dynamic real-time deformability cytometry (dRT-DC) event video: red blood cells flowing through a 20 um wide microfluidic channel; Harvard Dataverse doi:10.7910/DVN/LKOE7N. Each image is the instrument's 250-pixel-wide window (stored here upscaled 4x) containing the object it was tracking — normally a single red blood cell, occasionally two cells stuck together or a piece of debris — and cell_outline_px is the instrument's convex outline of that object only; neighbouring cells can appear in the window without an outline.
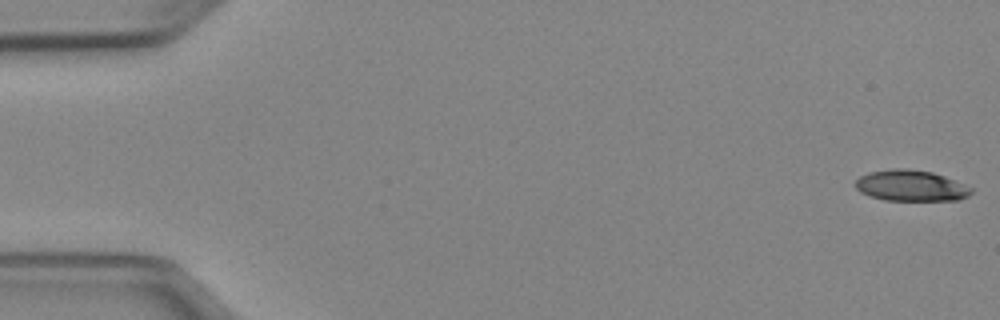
{"species": "Egyptian fruit bat (a non-hibernating species)", "species_latin": "Rousettus aegyptiacus", "temperature_condition": "cold", "stored_images_in_passage": 51, "camera_frame_rate_fps": 3000, "um_per_image_px": 0.085, "animal": {"sex": "female"}, "frame": {"image": 1, "passage_image": 1, "time_ms": 0.0, "image_size_px": [1000, 320], "cell_outline_px": [[972, 192], [968, 196], [960, 200], [884, 200], [860, 192], [856, 188], [856, 180], [860, 176], [868, 172], [892, 168], [908, 168], [932, 172], [944, 176], [972, 188]], "centroid_in_image_um": [77.42, 15.77], "position_along_channel_um": 7.6, "area_um2": 20.87}}
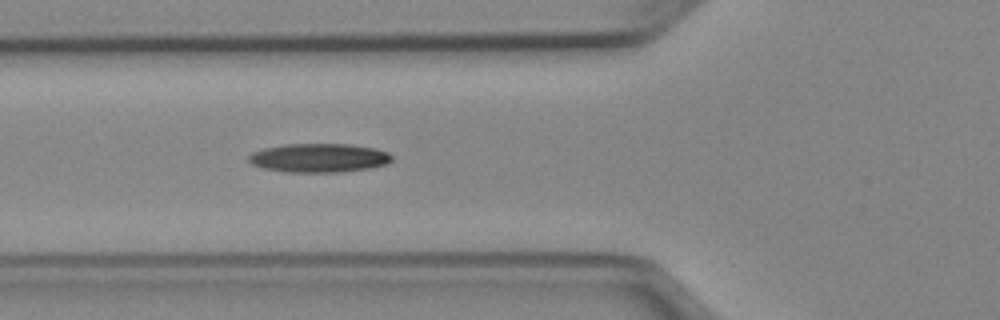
{"frame": {"image": 2, "passage_image": 19, "time_ms": 6.0, "image_size_px": [1000, 320], "cell_outline_px": [[392, 160], [388, 164], [368, 168], [340, 172], [284, 172], [264, 168], [252, 164], [248, 160], [248, 156], [252, 152], [264, 148], [284, 144], [352, 144], [376, 148], [388, 152], [392, 156]], "centroid_in_image_um": [27.12, 13.41], "position_along_channel_um": 98.7, "area_um2": 24.22}}
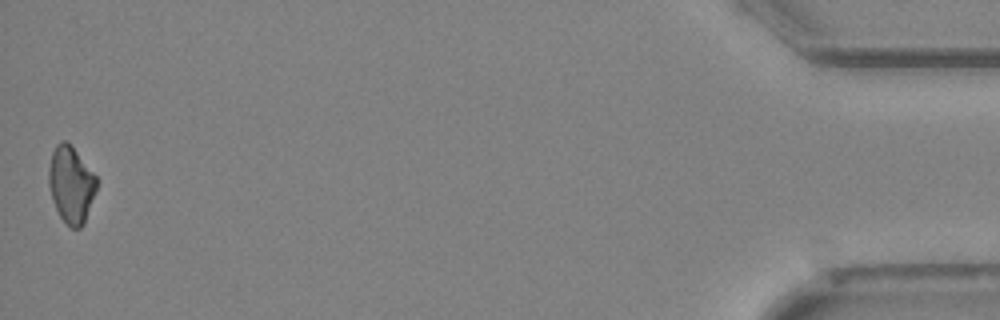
{"frame": {"image": 3, "passage_image": 51, "time_ms": 16.667, "image_size_px": [1000, 320], "cell_outline_px": [[100, 180], [84, 224], [80, 228], [72, 228], [60, 216], [52, 200], [48, 184], [48, 168], [52, 152], [56, 144], [60, 140], [64, 140], [76, 152]], "centroid_in_image_um": [6.04, 15.69], "position_along_channel_um": 429.2, "area_um2": 21.39}}